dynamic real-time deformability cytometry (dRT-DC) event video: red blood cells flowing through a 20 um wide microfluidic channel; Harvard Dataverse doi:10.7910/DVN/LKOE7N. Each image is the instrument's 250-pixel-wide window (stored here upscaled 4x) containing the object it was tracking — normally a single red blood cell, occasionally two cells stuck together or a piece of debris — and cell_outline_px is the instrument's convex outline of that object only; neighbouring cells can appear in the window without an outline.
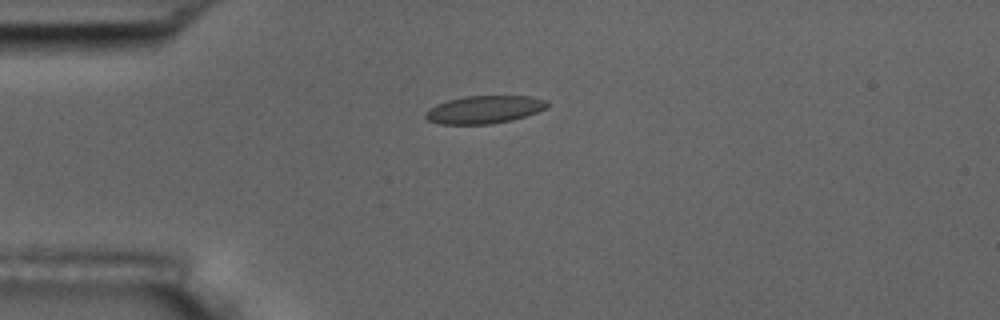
{"species": "common noctule bat (a hibernating species)", "species_latin": "Nyctalus noctula", "temperature_condition": "room temperature", "stored_images_in_passage": 5, "camera_frame_rate_fps": 3000, "um_per_image_px": 0.085, "animal": {"sex": "male", "body_mass_g": 17.5, "forearm_length_mm": 52.3}, "frame": {"image": 1, "passage_image": 1, "time_ms": 0.0, "image_size_px": [1000, 320], "cell_outline_px": [[548, 104], [544, 108], [536, 112], [512, 120], [492, 124], [440, 124], [428, 120], [424, 116], [424, 112], [436, 104], [448, 100], [464, 96], [528, 96], [548, 100]], "centroid_in_image_um": [41.13, 9.31], "position_along_channel_um": 43.9, "area_um2": 19.65}}
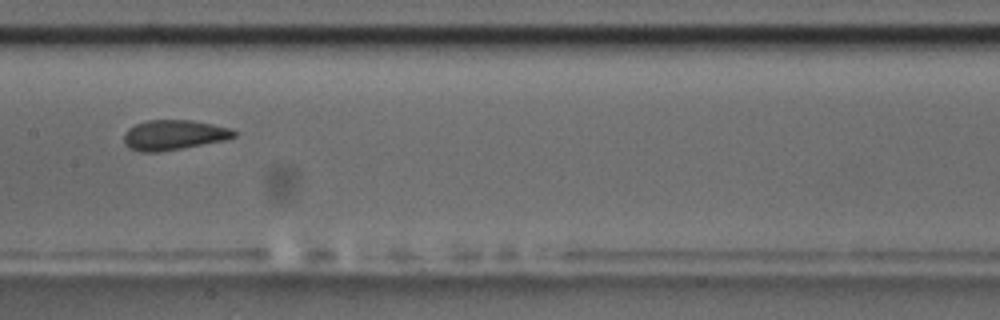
{"frame": {"image": 2, "passage_image": 5, "time_ms": 4.667, "image_size_px": [1000, 320], "cell_outline_px": [[236, 136], [228, 140], [160, 152], [140, 152], [128, 148], [124, 144], [124, 132], [128, 128], [136, 124], [148, 120], [192, 120], [232, 128], [236, 132]], "centroid_in_image_um": [14.78, 11.48], "position_along_channel_um": 192.6, "area_um2": 19.54}}